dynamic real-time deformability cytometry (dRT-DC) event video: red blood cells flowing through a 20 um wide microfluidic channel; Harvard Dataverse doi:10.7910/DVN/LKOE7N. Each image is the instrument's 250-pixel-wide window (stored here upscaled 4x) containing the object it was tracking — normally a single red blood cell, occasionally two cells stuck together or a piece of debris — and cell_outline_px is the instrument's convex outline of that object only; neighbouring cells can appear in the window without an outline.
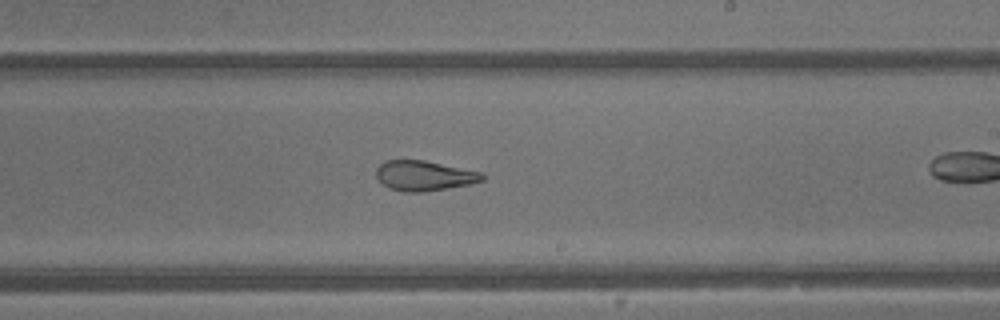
{"species": "common noctule bat (a hibernating species)", "species_latin": "Nyctalus noctula", "temperature_condition": "warm", "stored_images_in_passage": 29, "camera_frame_rate_fps": 3000, "um_per_image_px": 0.085, "animal": {"sex": "male", "body_mass_g": 13.3}, "frame": {"image": 1, "passage_image": 21, "time_ms": 6.667, "image_size_px": [1000, 320], "cell_outline_px": [[484, 180], [468, 184], [420, 192], [404, 192], [388, 188], [376, 176], [376, 168], [384, 160], [424, 160], [484, 172]], "centroid_in_image_um": [36.05, 14.92], "position_along_channel_um": 253.0, "area_um2": 18.5}}